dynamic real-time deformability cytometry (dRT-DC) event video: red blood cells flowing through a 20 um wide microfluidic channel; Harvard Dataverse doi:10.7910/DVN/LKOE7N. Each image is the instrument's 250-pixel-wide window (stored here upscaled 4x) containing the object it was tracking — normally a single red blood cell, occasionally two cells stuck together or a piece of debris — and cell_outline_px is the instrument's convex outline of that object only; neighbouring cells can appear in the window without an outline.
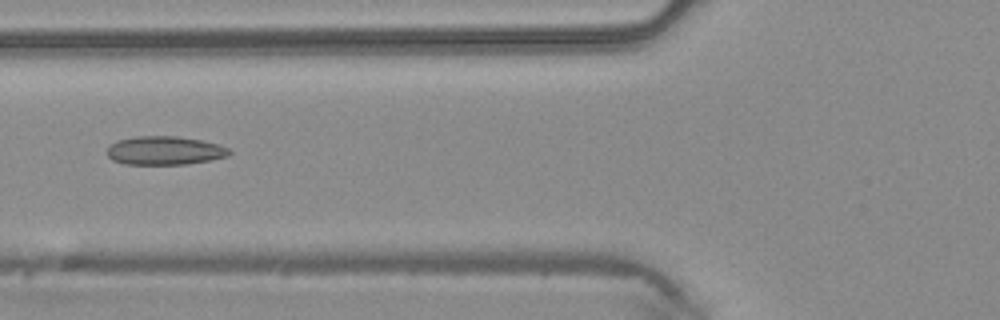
{"species": "common noctule bat (a hibernating species)", "species_latin": "Nyctalus noctula", "temperature_condition": "warm", "stored_images_in_passage": 35, "camera_frame_rate_fps": 3000, "um_per_image_px": 0.085, "animal": {"sex": "male", "body_mass_g": 20.4}, "frame": {"image": 1, "passage_image": 6, "time_ms": 1.667, "image_size_px": [1000, 320], "cell_outline_px": [[232, 152], [228, 156], [212, 160], [188, 164], [124, 164], [112, 160], [108, 156], [108, 148], [112, 144], [120, 140], [136, 136], [176, 136], [200, 140], [220, 144], [228, 148]], "centroid_in_image_um": [14.04, 12.8], "position_along_channel_um": 111.8, "area_um2": 20.35}}
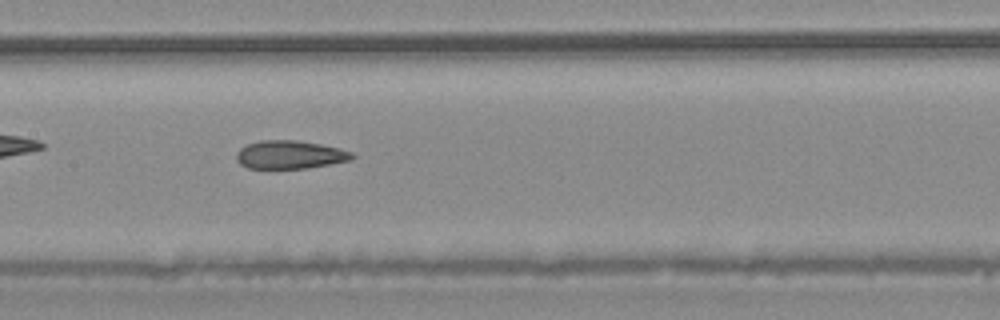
{"frame": {"image": 2, "passage_image": 11, "time_ms": 3.333, "image_size_px": [1000, 320], "cell_outline_px": [[356, 156], [352, 160], [308, 168], [248, 168], [240, 164], [236, 160], [236, 152], [240, 148], [248, 144], [260, 140], [296, 140], [320, 144], [340, 148], [352, 152]], "centroid_in_image_um": [24.65, 13.15], "position_along_channel_um": 182.7, "area_um2": 19.13}, "authors_computed_cell_mechanics": {"area_um2": 19.7676, "velocity_mm_per_s": 4.2361, "shape_relaxation_time_tau1_ms": null, "shape_relaxation_time_tau2_ms": 4.417, "deformation_change_tau1": null, "deformation_change_tau2": 0.1299}}